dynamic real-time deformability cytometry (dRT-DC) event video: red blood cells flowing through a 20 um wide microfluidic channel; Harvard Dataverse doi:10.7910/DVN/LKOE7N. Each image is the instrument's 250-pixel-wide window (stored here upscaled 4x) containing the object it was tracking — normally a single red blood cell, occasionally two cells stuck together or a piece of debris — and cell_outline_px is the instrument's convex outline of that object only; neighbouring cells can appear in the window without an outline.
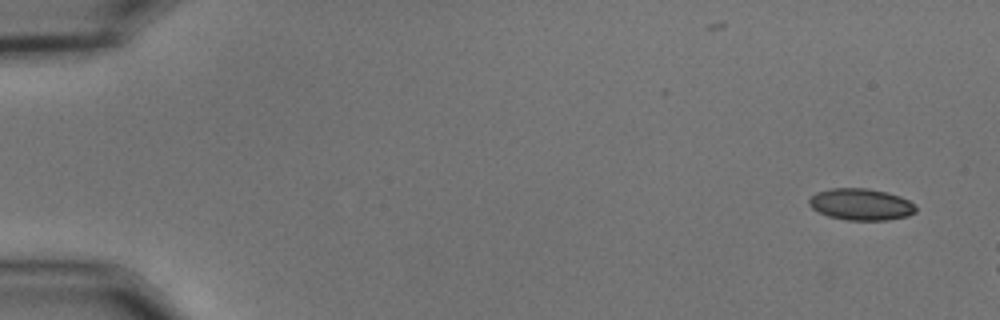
{"species": "common noctule bat (a hibernating species)", "species_latin": "Nyctalus noctula", "temperature_condition": "cold", "stored_images_in_passage": 7, "camera_frame_rate_fps": 3000, "um_per_image_px": 0.085, "animal": {"sex": "male", "body_mass_g": 15.6}, "frame": {"image": 1, "passage_image": 1, "time_ms": 0.0, "image_size_px": [1000, 320], "cell_outline_px": [[916, 212], [908, 216], [888, 220], [848, 220], [828, 216], [812, 208], [808, 204], [808, 200], [816, 192], [832, 188], [868, 188], [888, 192], [900, 196], [916, 204]], "centroid_in_image_um": [73.21, 17.37], "position_along_channel_um": 11.8, "area_um2": 19.83}}